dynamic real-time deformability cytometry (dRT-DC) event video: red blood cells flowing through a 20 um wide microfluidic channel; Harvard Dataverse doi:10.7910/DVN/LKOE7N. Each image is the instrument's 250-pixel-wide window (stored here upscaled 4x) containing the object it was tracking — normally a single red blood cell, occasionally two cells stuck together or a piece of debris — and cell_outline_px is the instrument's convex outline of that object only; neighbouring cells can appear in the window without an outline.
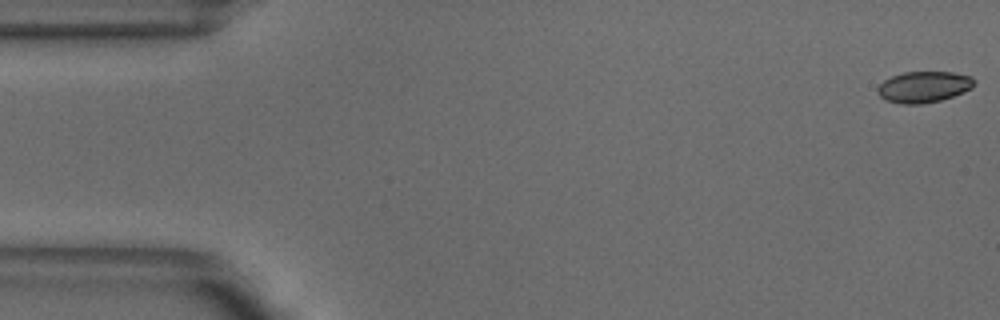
{"species": "common noctule bat (a hibernating species)", "species_latin": "Nyctalus noctula", "temperature_condition": "warm", "stored_images_in_passage": 9, "camera_frame_rate_fps": 3000, "um_per_image_px": 0.085, "animal": {"sex": "male", "body_mass_g": 18.8}, "frame": {"image": 1, "passage_image": 1, "time_ms": 0.0, "image_size_px": [1000, 320], "cell_outline_px": [[976, 80], [972, 88], [964, 92], [940, 100], [920, 104], [900, 104], [888, 100], [880, 96], [876, 92], [876, 88], [884, 80], [892, 76], [904, 72], [952, 72], [972, 76]], "centroid_in_image_um": [78.53, 7.38], "position_along_channel_um": 6.5, "area_um2": 17.57}}